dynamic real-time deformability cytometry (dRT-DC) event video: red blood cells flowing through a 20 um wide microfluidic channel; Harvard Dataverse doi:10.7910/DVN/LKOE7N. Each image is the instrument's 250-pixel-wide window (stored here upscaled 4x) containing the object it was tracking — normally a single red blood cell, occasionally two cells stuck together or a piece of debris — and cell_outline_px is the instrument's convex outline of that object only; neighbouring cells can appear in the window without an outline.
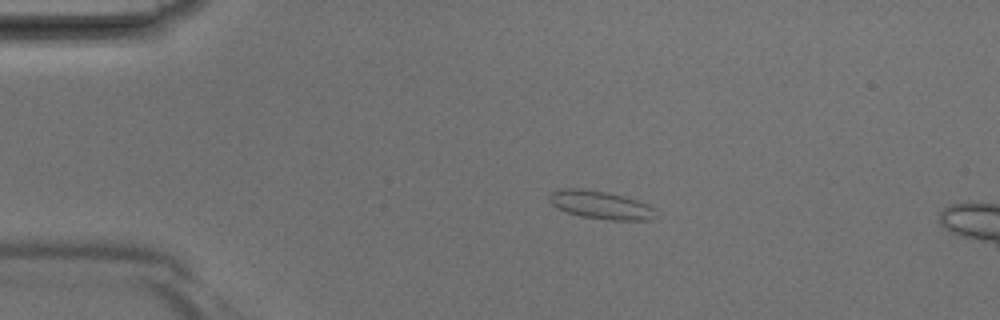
{"species": "Egyptian fruit bat (a non-hibernating species)", "species_latin": "Rousettus aegyptiacus", "temperature_condition": "room temperature", "stored_images_in_passage": 35, "segment_of_instrument_passage": [1, 2], "camera_frame_rate_fps": 3000, "um_per_image_px": 0.085, "animal": {"sex": "male"}, "frame": {"image": 1, "passage_image": 1, "time_ms": 0.0, "image_size_px": [1000, 320], "cell_outline_px": [[660, 216], [652, 220], [612, 220], [580, 216], [556, 208], [548, 200], [548, 196], [552, 192], [560, 188], [580, 188], [604, 192], [624, 196], [648, 204], [656, 208]], "centroid_in_image_um": [51.11, 17.43], "position_along_channel_um": 33.9, "area_um2": 17.69}}
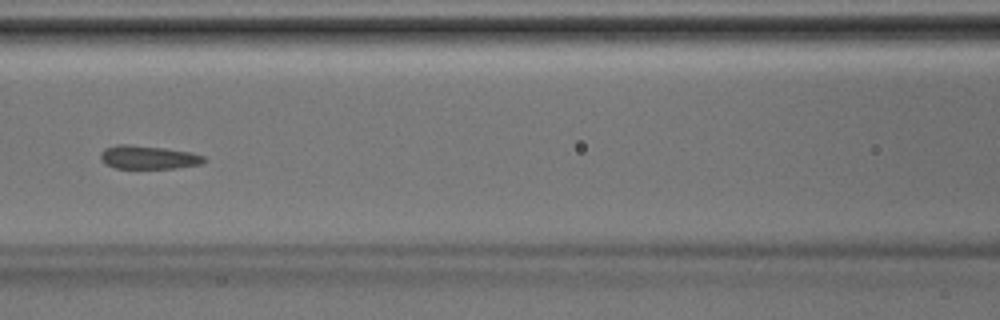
{"frame": {"image": 2, "passage_image": 11, "time_ms": 3.333, "image_size_px": [1000, 320], "cell_outline_px": [[208, 160], [200, 164], [176, 168], [116, 168], [104, 164], [100, 160], [100, 152], [104, 148], [116, 144], [128, 144], [164, 148], [192, 152], [204, 156]], "centroid_in_image_um": [12.58, 13.36], "position_along_channel_um": 154.0, "area_um2": 14.33}}
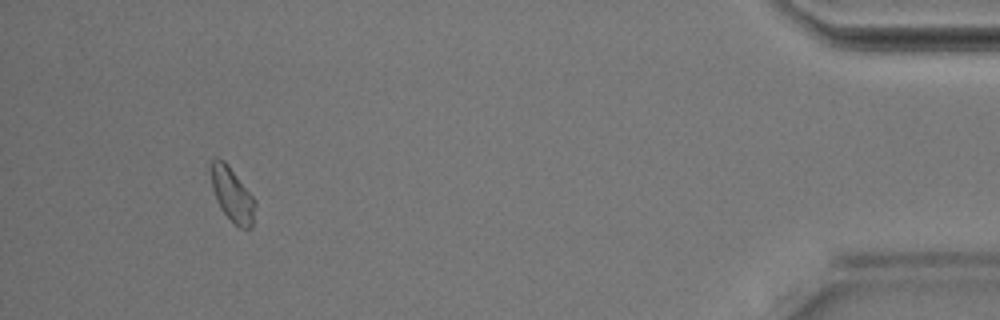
{"frame": {"image": 3, "passage_image": 31, "time_ms": 10.0, "image_size_px": [1000, 320], "cell_outline_px": [[256, 204], [252, 228], [240, 228], [220, 208], [216, 200], [212, 188], [208, 168], [212, 160], [216, 156], [224, 160], [228, 164], [252, 196]], "centroid_in_image_um": [19.69, 16.48], "position_along_channel_um": 415.5, "area_um2": 14.05}}